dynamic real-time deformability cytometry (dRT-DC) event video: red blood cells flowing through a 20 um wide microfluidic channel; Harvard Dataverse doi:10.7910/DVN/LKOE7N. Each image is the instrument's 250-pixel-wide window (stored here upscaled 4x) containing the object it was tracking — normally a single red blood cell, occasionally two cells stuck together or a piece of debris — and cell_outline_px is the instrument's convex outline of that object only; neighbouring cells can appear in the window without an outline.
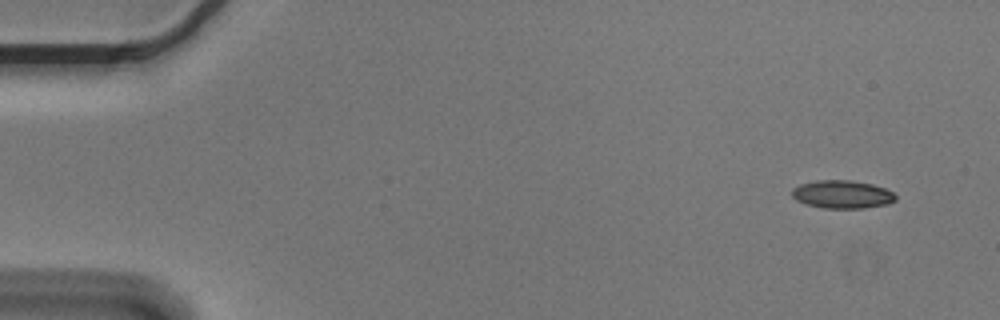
{"species": "Egyptian fruit bat (a non-hibernating species)", "species_latin": "Rousettus aegyptiacus", "temperature_condition": "cold", "stored_images_in_passage": 7, "camera_frame_rate_fps": 3000, "um_per_image_px": 0.085, "animal": {"sex": "male"}, "frame": {"image": 1, "passage_image": 1, "time_ms": 0.0, "image_size_px": [1000, 320], "cell_outline_px": [[896, 200], [888, 204], [864, 208], [824, 208], [808, 204], [796, 200], [792, 196], [792, 188], [800, 184], [816, 180], [852, 180], [872, 184], [884, 188], [892, 192], [896, 196]], "centroid_in_image_um": [71.59, 16.51], "position_along_channel_um": 13.4, "area_um2": 16.94}}
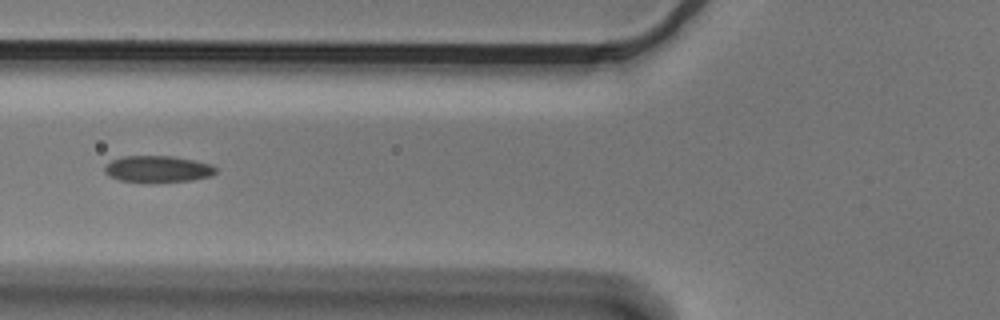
{"frame": {"image": 2, "passage_image": 6, "time_ms": 1.667, "image_size_px": [1000, 320], "cell_outline_px": [[216, 172], [212, 176], [192, 180], [148, 184], [120, 180], [108, 176], [104, 172], [104, 164], [112, 160], [124, 156], [172, 156], [196, 160], [212, 164], [216, 168]], "centroid_in_image_um": [13.4, 14.39], "position_along_channel_um": 112.4, "area_um2": 17.8}}
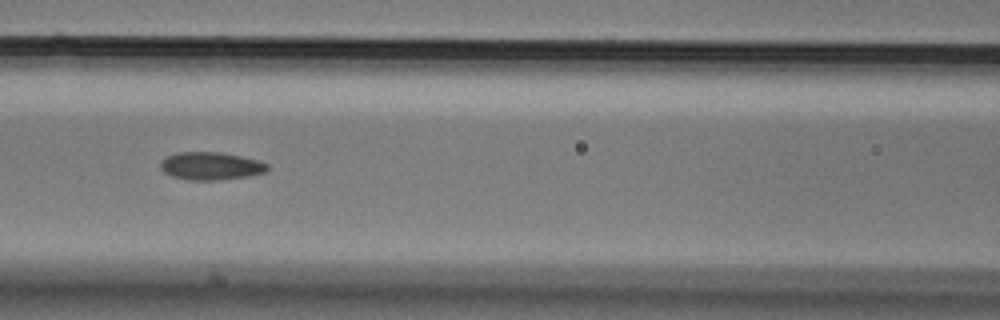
{"frame": {"image": 3, "passage_image": 7, "time_ms": 2.0, "image_size_px": [1000, 320], "cell_outline_px": [[268, 168], [264, 172], [248, 176], [220, 180], [188, 180], [172, 176], [164, 172], [160, 168], [160, 160], [176, 152], [220, 152], [260, 160], [268, 164]], "centroid_in_image_um": [17.9, 14.1], "position_along_channel_um": 148.7, "area_um2": 17.4}}